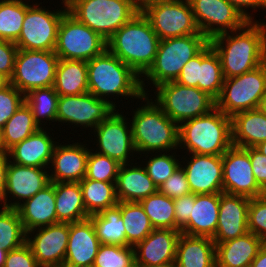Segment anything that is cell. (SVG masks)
Returning <instances> with one entry per match:
<instances>
[{"label": "cell", "instance_id": "obj_1", "mask_svg": "<svg viewBox=\"0 0 266 267\" xmlns=\"http://www.w3.org/2000/svg\"><path fill=\"white\" fill-rule=\"evenodd\" d=\"M219 55L224 78L242 75L266 61V23L248 21L241 29L209 40Z\"/></svg>", "mask_w": 266, "mask_h": 267}, {"label": "cell", "instance_id": "obj_2", "mask_svg": "<svg viewBox=\"0 0 266 267\" xmlns=\"http://www.w3.org/2000/svg\"><path fill=\"white\" fill-rule=\"evenodd\" d=\"M87 71L88 92L106 100L115 109L119 104L116 103V98L121 97V100L117 101L119 102L123 98L139 100L144 96L141 77L107 48L100 55L87 61Z\"/></svg>", "mask_w": 266, "mask_h": 267}, {"label": "cell", "instance_id": "obj_3", "mask_svg": "<svg viewBox=\"0 0 266 267\" xmlns=\"http://www.w3.org/2000/svg\"><path fill=\"white\" fill-rule=\"evenodd\" d=\"M151 96L144 94L139 101L141 106L133 109L131 115L133 142L137 154L141 155L137 159L146 153L179 151V125L163 112Z\"/></svg>", "mask_w": 266, "mask_h": 267}, {"label": "cell", "instance_id": "obj_4", "mask_svg": "<svg viewBox=\"0 0 266 267\" xmlns=\"http://www.w3.org/2000/svg\"><path fill=\"white\" fill-rule=\"evenodd\" d=\"M160 38L138 12L107 41V49L142 77L153 65Z\"/></svg>", "mask_w": 266, "mask_h": 267}, {"label": "cell", "instance_id": "obj_5", "mask_svg": "<svg viewBox=\"0 0 266 267\" xmlns=\"http://www.w3.org/2000/svg\"><path fill=\"white\" fill-rule=\"evenodd\" d=\"M179 149L187 154L223 155L232 145V120L215 108L179 124ZM188 152V153H187Z\"/></svg>", "mask_w": 266, "mask_h": 267}, {"label": "cell", "instance_id": "obj_6", "mask_svg": "<svg viewBox=\"0 0 266 267\" xmlns=\"http://www.w3.org/2000/svg\"><path fill=\"white\" fill-rule=\"evenodd\" d=\"M208 43L209 40L204 35H185L160 40L153 65L141 77L143 93L150 94L145 88L150 84L154 89L163 83L176 81L184 65Z\"/></svg>", "mask_w": 266, "mask_h": 267}, {"label": "cell", "instance_id": "obj_7", "mask_svg": "<svg viewBox=\"0 0 266 267\" xmlns=\"http://www.w3.org/2000/svg\"><path fill=\"white\" fill-rule=\"evenodd\" d=\"M68 12L106 42L138 11L131 0H65Z\"/></svg>", "mask_w": 266, "mask_h": 267}, {"label": "cell", "instance_id": "obj_8", "mask_svg": "<svg viewBox=\"0 0 266 267\" xmlns=\"http://www.w3.org/2000/svg\"><path fill=\"white\" fill-rule=\"evenodd\" d=\"M266 95V61L242 75L224 79L216 108L225 115L261 108Z\"/></svg>", "mask_w": 266, "mask_h": 267}, {"label": "cell", "instance_id": "obj_9", "mask_svg": "<svg viewBox=\"0 0 266 267\" xmlns=\"http://www.w3.org/2000/svg\"><path fill=\"white\" fill-rule=\"evenodd\" d=\"M153 101L178 125L216 108V100L197 87H188L175 81L154 88ZM157 90V91H156Z\"/></svg>", "mask_w": 266, "mask_h": 267}, {"label": "cell", "instance_id": "obj_10", "mask_svg": "<svg viewBox=\"0 0 266 267\" xmlns=\"http://www.w3.org/2000/svg\"><path fill=\"white\" fill-rule=\"evenodd\" d=\"M31 3L33 4L26 10L22 30L15 45L22 50L54 51L60 22L68 11L66 1L62 0L63 6L60 9L56 7L53 11L40 7L42 2Z\"/></svg>", "mask_w": 266, "mask_h": 267}, {"label": "cell", "instance_id": "obj_11", "mask_svg": "<svg viewBox=\"0 0 266 267\" xmlns=\"http://www.w3.org/2000/svg\"><path fill=\"white\" fill-rule=\"evenodd\" d=\"M107 48V42L68 11L59 25L55 54L59 59L89 61Z\"/></svg>", "mask_w": 266, "mask_h": 267}, {"label": "cell", "instance_id": "obj_12", "mask_svg": "<svg viewBox=\"0 0 266 267\" xmlns=\"http://www.w3.org/2000/svg\"><path fill=\"white\" fill-rule=\"evenodd\" d=\"M119 111L121 110L115 109L91 131L93 135L95 134L94 144L96 143V148L93 144L94 148L90 147V149L113 158L119 164L124 165L129 162L132 163L134 160L137 161L135 157H139V155L136 156L137 152L133 142L132 126L129 122L130 117L127 118V115L124 116L123 111L120 113Z\"/></svg>", "mask_w": 266, "mask_h": 267}, {"label": "cell", "instance_id": "obj_13", "mask_svg": "<svg viewBox=\"0 0 266 267\" xmlns=\"http://www.w3.org/2000/svg\"><path fill=\"white\" fill-rule=\"evenodd\" d=\"M58 62L54 51L18 49L9 83L24 95L34 89L52 87Z\"/></svg>", "mask_w": 266, "mask_h": 267}, {"label": "cell", "instance_id": "obj_14", "mask_svg": "<svg viewBox=\"0 0 266 267\" xmlns=\"http://www.w3.org/2000/svg\"><path fill=\"white\" fill-rule=\"evenodd\" d=\"M160 40L201 34L188 0H165L142 12Z\"/></svg>", "mask_w": 266, "mask_h": 267}, {"label": "cell", "instance_id": "obj_15", "mask_svg": "<svg viewBox=\"0 0 266 267\" xmlns=\"http://www.w3.org/2000/svg\"><path fill=\"white\" fill-rule=\"evenodd\" d=\"M115 108L106 100L99 99L92 93L86 92L80 95L59 96L56 122L73 125L75 128L95 129L105 120ZM87 128V129H86Z\"/></svg>", "mask_w": 266, "mask_h": 267}, {"label": "cell", "instance_id": "obj_16", "mask_svg": "<svg viewBox=\"0 0 266 267\" xmlns=\"http://www.w3.org/2000/svg\"><path fill=\"white\" fill-rule=\"evenodd\" d=\"M196 24L208 40L241 29L248 21L227 0H188Z\"/></svg>", "mask_w": 266, "mask_h": 267}, {"label": "cell", "instance_id": "obj_17", "mask_svg": "<svg viewBox=\"0 0 266 267\" xmlns=\"http://www.w3.org/2000/svg\"><path fill=\"white\" fill-rule=\"evenodd\" d=\"M223 192L255 198L266 194L257 184L249 153L245 148L232 145L222 155Z\"/></svg>", "mask_w": 266, "mask_h": 267}, {"label": "cell", "instance_id": "obj_18", "mask_svg": "<svg viewBox=\"0 0 266 267\" xmlns=\"http://www.w3.org/2000/svg\"><path fill=\"white\" fill-rule=\"evenodd\" d=\"M69 238V223H56L26 232L30 247L40 267H61L64 264Z\"/></svg>", "mask_w": 266, "mask_h": 267}, {"label": "cell", "instance_id": "obj_19", "mask_svg": "<svg viewBox=\"0 0 266 267\" xmlns=\"http://www.w3.org/2000/svg\"><path fill=\"white\" fill-rule=\"evenodd\" d=\"M50 183L49 169L23 166L9 161L3 204L0 206L16 209Z\"/></svg>", "mask_w": 266, "mask_h": 267}, {"label": "cell", "instance_id": "obj_20", "mask_svg": "<svg viewBox=\"0 0 266 267\" xmlns=\"http://www.w3.org/2000/svg\"><path fill=\"white\" fill-rule=\"evenodd\" d=\"M190 156V158L188 157ZM181 156L191 193L215 194L223 192L222 155L188 154ZM188 157V158H187ZM187 161V162H186ZM184 165V166H183Z\"/></svg>", "mask_w": 266, "mask_h": 267}, {"label": "cell", "instance_id": "obj_21", "mask_svg": "<svg viewBox=\"0 0 266 267\" xmlns=\"http://www.w3.org/2000/svg\"><path fill=\"white\" fill-rule=\"evenodd\" d=\"M85 144H84V143ZM57 142L49 165L51 183L80 182L86 177L89 144ZM88 145V146H87Z\"/></svg>", "mask_w": 266, "mask_h": 267}, {"label": "cell", "instance_id": "obj_22", "mask_svg": "<svg viewBox=\"0 0 266 267\" xmlns=\"http://www.w3.org/2000/svg\"><path fill=\"white\" fill-rule=\"evenodd\" d=\"M249 203L248 197L220 193L217 229L212 238L215 245L249 232L247 221Z\"/></svg>", "mask_w": 266, "mask_h": 267}, {"label": "cell", "instance_id": "obj_23", "mask_svg": "<svg viewBox=\"0 0 266 267\" xmlns=\"http://www.w3.org/2000/svg\"><path fill=\"white\" fill-rule=\"evenodd\" d=\"M180 230L153 229V231L135 247V264L155 266L176 260V246Z\"/></svg>", "mask_w": 266, "mask_h": 267}, {"label": "cell", "instance_id": "obj_24", "mask_svg": "<svg viewBox=\"0 0 266 267\" xmlns=\"http://www.w3.org/2000/svg\"><path fill=\"white\" fill-rule=\"evenodd\" d=\"M47 126L40 128L22 142L15 144L8 151L9 161L30 167L49 168L54 147L56 145L54 133L50 134ZM53 135V136H51Z\"/></svg>", "mask_w": 266, "mask_h": 267}, {"label": "cell", "instance_id": "obj_25", "mask_svg": "<svg viewBox=\"0 0 266 267\" xmlns=\"http://www.w3.org/2000/svg\"><path fill=\"white\" fill-rule=\"evenodd\" d=\"M100 246L90 218L69 223V238L63 265L93 264Z\"/></svg>", "mask_w": 266, "mask_h": 267}, {"label": "cell", "instance_id": "obj_26", "mask_svg": "<svg viewBox=\"0 0 266 267\" xmlns=\"http://www.w3.org/2000/svg\"><path fill=\"white\" fill-rule=\"evenodd\" d=\"M16 209L26 232L56 224L55 183H50Z\"/></svg>", "mask_w": 266, "mask_h": 267}, {"label": "cell", "instance_id": "obj_27", "mask_svg": "<svg viewBox=\"0 0 266 267\" xmlns=\"http://www.w3.org/2000/svg\"><path fill=\"white\" fill-rule=\"evenodd\" d=\"M140 163L132 162L120 166L115 183L118 202H140L158 191L144 165Z\"/></svg>", "mask_w": 266, "mask_h": 267}, {"label": "cell", "instance_id": "obj_28", "mask_svg": "<svg viewBox=\"0 0 266 267\" xmlns=\"http://www.w3.org/2000/svg\"><path fill=\"white\" fill-rule=\"evenodd\" d=\"M265 242L247 232L215 245L216 267H249Z\"/></svg>", "mask_w": 266, "mask_h": 267}, {"label": "cell", "instance_id": "obj_29", "mask_svg": "<svg viewBox=\"0 0 266 267\" xmlns=\"http://www.w3.org/2000/svg\"><path fill=\"white\" fill-rule=\"evenodd\" d=\"M220 193L195 194L188 223L180 230L189 236L213 238L218 223Z\"/></svg>", "mask_w": 266, "mask_h": 267}, {"label": "cell", "instance_id": "obj_30", "mask_svg": "<svg viewBox=\"0 0 266 267\" xmlns=\"http://www.w3.org/2000/svg\"><path fill=\"white\" fill-rule=\"evenodd\" d=\"M231 120L234 146L256 147L266 141V111L262 107L238 112Z\"/></svg>", "mask_w": 266, "mask_h": 267}, {"label": "cell", "instance_id": "obj_31", "mask_svg": "<svg viewBox=\"0 0 266 267\" xmlns=\"http://www.w3.org/2000/svg\"><path fill=\"white\" fill-rule=\"evenodd\" d=\"M177 267H216L212 238L180 234L176 246Z\"/></svg>", "mask_w": 266, "mask_h": 267}, {"label": "cell", "instance_id": "obj_32", "mask_svg": "<svg viewBox=\"0 0 266 267\" xmlns=\"http://www.w3.org/2000/svg\"><path fill=\"white\" fill-rule=\"evenodd\" d=\"M55 206L57 223H74L90 217L83 203L79 182H56Z\"/></svg>", "mask_w": 266, "mask_h": 267}, {"label": "cell", "instance_id": "obj_33", "mask_svg": "<svg viewBox=\"0 0 266 267\" xmlns=\"http://www.w3.org/2000/svg\"><path fill=\"white\" fill-rule=\"evenodd\" d=\"M53 87L59 96L88 92L87 61L59 59Z\"/></svg>", "mask_w": 266, "mask_h": 267}, {"label": "cell", "instance_id": "obj_34", "mask_svg": "<svg viewBox=\"0 0 266 267\" xmlns=\"http://www.w3.org/2000/svg\"><path fill=\"white\" fill-rule=\"evenodd\" d=\"M83 203L89 216L117 206L116 182H104L87 179L79 182Z\"/></svg>", "mask_w": 266, "mask_h": 267}, {"label": "cell", "instance_id": "obj_35", "mask_svg": "<svg viewBox=\"0 0 266 267\" xmlns=\"http://www.w3.org/2000/svg\"><path fill=\"white\" fill-rule=\"evenodd\" d=\"M95 227L100 244L127 246L121 210L115 206L89 217Z\"/></svg>", "mask_w": 266, "mask_h": 267}, {"label": "cell", "instance_id": "obj_36", "mask_svg": "<svg viewBox=\"0 0 266 267\" xmlns=\"http://www.w3.org/2000/svg\"><path fill=\"white\" fill-rule=\"evenodd\" d=\"M117 207L124 221L127 246L135 247L154 227L139 202H118Z\"/></svg>", "mask_w": 266, "mask_h": 267}, {"label": "cell", "instance_id": "obj_37", "mask_svg": "<svg viewBox=\"0 0 266 267\" xmlns=\"http://www.w3.org/2000/svg\"><path fill=\"white\" fill-rule=\"evenodd\" d=\"M224 79L219 55L211 44L208 43L201 50L199 89L216 100L221 93Z\"/></svg>", "mask_w": 266, "mask_h": 267}, {"label": "cell", "instance_id": "obj_38", "mask_svg": "<svg viewBox=\"0 0 266 267\" xmlns=\"http://www.w3.org/2000/svg\"><path fill=\"white\" fill-rule=\"evenodd\" d=\"M39 129L30 107L24 102L2 128L3 151L7 152Z\"/></svg>", "mask_w": 266, "mask_h": 267}, {"label": "cell", "instance_id": "obj_39", "mask_svg": "<svg viewBox=\"0 0 266 267\" xmlns=\"http://www.w3.org/2000/svg\"><path fill=\"white\" fill-rule=\"evenodd\" d=\"M30 0H0V40L15 43L22 30Z\"/></svg>", "mask_w": 266, "mask_h": 267}, {"label": "cell", "instance_id": "obj_40", "mask_svg": "<svg viewBox=\"0 0 266 267\" xmlns=\"http://www.w3.org/2000/svg\"><path fill=\"white\" fill-rule=\"evenodd\" d=\"M58 100L59 95L53 86L34 89L25 95V102L30 107L34 120L40 128H44L47 121L49 124L56 122Z\"/></svg>", "mask_w": 266, "mask_h": 267}, {"label": "cell", "instance_id": "obj_41", "mask_svg": "<svg viewBox=\"0 0 266 267\" xmlns=\"http://www.w3.org/2000/svg\"><path fill=\"white\" fill-rule=\"evenodd\" d=\"M148 216L154 229H174V199L157 191L139 202Z\"/></svg>", "mask_w": 266, "mask_h": 267}, {"label": "cell", "instance_id": "obj_42", "mask_svg": "<svg viewBox=\"0 0 266 267\" xmlns=\"http://www.w3.org/2000/svg\"><path fill=\"white\" fill-rule=\"evenodd\" d=\"M0 245L9 252L26 243V231L17 209L0 207Z\"/></svg>", "mask_w": 266, "mask_h": 267}, {"label": "cell", "instance_id": "obj_43", "mask_svg": "<svg viewBox=\"0 0 266 267\" xmlns=\"http://www.w3.org/2000/svg\"><path fill=\"white\" fill-rule=\"evenodd\" d=\"M175 151L177 152V150H174V153L171 151V154L169 152L150 153L151 155L146 153V159L144 160L147 161H143L142 159V165H145L144 168L146 169L148 176L157 187H160V185H162L180 166L181 161L179 160L181 157L180 155L178 156Z\"/></svg>", "mask_w": 266, "mask_h": 267}, {"label": "cell", "instance_id": "obj_44", "mask_svg": "<svg viewBox=\"0 0 266 267\" xmlns=\"http://www.w3.org/2000/svg\"><path fill=\"white\" fill-rule=\"evenodd\" d=\"M135 265V250L132 246L100 244L94 267H132Z\"/></svg>", "mask_w": 266, "mask_h": 267}, {"label": "cell", "instance_id": "obj_45", "mask_svg": "<svg viewBox=\"0 0 266 267\" xmlns=\"http://www.w3.org/2000/svg\"><path fill=\"white\" fill-rule=\"evenodd\" d=\"M121 164L113 158L89 149L86 178L96 181L116 182Z\"/></svg>", "mask_w": 266, "mask_h": 267}, {"label": "cell", "instance_id": "obj_46", "mask_svg": "<svg viewBox=\"0 0 266 267\" xmlns=\"http://www.w3.org/2000/svg\"><path fill=\"white\" fill-rule=\"evenodd\" d=\"M247 221L249 232L266 243V194L250 198Z\"/></svg>", "mask_w": 266, "mask_h": 267}, {"label": "cell", "instance_id": "obj_47", "mask_svg": "<svg viewBox=\"0 0 266 267\" xmlns=\"http://www.w3.org/2000/svg\"><path fill=\"white\" fill-rule=\"evenodd\" d=\"M25 102V95L8 84L0 90V128L15 114L17 109Z\"/></svg>", "mask_w": 266, "mask_h": 267}, {"label": "cell", "instance_id": "obj_48", "mask_svg": "<svg viewBox=\"0 0 266 267\" xmlns=\"http://www.w3.org/2000/svg\"><path fill=\"white\" fill-rule=\"evenodd\" d=\"M158 191L171 199L191 193L186 174L181 166L158 187Z\"/></svg>", "mask_w": 266, "mask_h": 267}, {"label": "cell", "instance_id": "obj_49", "mask_svg": "<svg viewBox=\"0 0 266 267\" xmlns=\"http://www.w3.org/2000/svg\"><path fill=\"white\" fill-rule=\"evenodd\" d=\"M3 267H40L30 247L25 243L23 246L9 251Z\"/></svg>", "mask_w": 266, "mask_h": 267}, {"label": "cell", "instance_id": "obj_50", "mask_svg": "<svg viewBox=\"0 0 266 267\" xmlns=\"http://www.w3.org/2000/svg\"><path fill=\"white\" fill-rule=\"evenodd\" d=\"M18 47L15 43L0 40V74L10 80L14 73L15 57Z\"/></svg>", "mask_w": 266, "mask_h": 267}, {"label": "cell", "instance_id": "obj_51", "mask_svg": "<svg viewBox=\"0 0 266 267\" xmlns=\"http://www.w3.org/2000/svg\"><path fill=\"white\" fill-rule=\"evenodd\" d=\"M199 66H201V51L184 65L175 82L199 89Z\"/></svg>", "mask_w": 266, "mask_h": 267}, {"label": "cell", "instance_id": "obj_52", "mask_svg": "<svg viewBox=\"0 0 266 267\" xmlns=\"http://www.w3.org/2000/svg\"><path fill=\"white\" fill-rule=\"evenodd\" d=\"M195 204V194L190 193L174 199V214L176 230H181L189 221L192 206Z\"/></svg>", "mask_w": 266, "mask_h": 267}, {"label": "cell", "instance_id": "obj_53", "mask_svg": "<svg viewBox=\"0 0 266 267\" xmlns=\"http://www.w3.org/2000/svg\"><path fill=\"white\" fill-rule=\"evenodd\" d=\"M249 153L252 172L260 188L266 193V156L255 147L245 148Z\"/></svg>", "mask_w": 266, "mask_h": 267}, {"label": "cell", "instance_id": "obj_54", "mask_svg": "<svg viewBox=\"0 0 266 267\" xmlns=\"http://www.w3.org/2000/svg\"><path fill=\"white\" fill-rule=\"evenodd\" d=\"M231 5H233L247 21H254L252 13L248 12L260 10L266 11V0H227ZM251 8V9H250Z\"/></svg>", "mask_w": 266, "mask_h": 267}, {"label": "cell", "instance_id": "obj_55", "mask_svg": "<svg viewBox=\"0 0 266 267\" xmlns=\"http://www.w3.org/2000/svg\"><path fill=\"white\" fill-rule=\"evenodd\" d=\"M9 157L7 152H0V205L3 203V196L5 193L6 173L8 167Z\"/></svg>", "mask_w": 266, "mask_h": 267}, {"label": "cell", "instance_id": "obj_56", "mask_svg": "<svg viewBox=\"0 0 266 267\" xmlns=\"http://www.w3.org/2000/svg\"><path fill=\"white\" fill-rule=\"evenodd\" d=\"M249 267H266V243L258 251L256 258L251 262Z\"/></svg>", "mask_w": 266, "mask_h": 267}, {"label": "cell", "instance_id": "obj_57", "mask_svg": "<svg viewBox=\"0 0 266 267\" xmlns=\"http://www.w3.org/2000/svg\"><path fill=\"white\" fill-rule=\"evenodd\" d=\"M165 0H131L133 7L138 12H143L148 6Z\"/></svg>", "mask_w": 266, "mask_h": 267}, {"label": "cell", "instance_id": "obj_58", "mask_svg": "<svg viewBox=\"0 0 266 267\" xmlns=\"http://www.w3.org/2000/svg\"><path fill=\"white\" fill-rule=\"evenodd\" d=\"M7 254H8V252L3 250L1 245H0V267L4 266Z\"/></svg>", "mask_w": 266, "mask_h": 267}, {"label": "cell", "instance_id": "obj_59", "mask_svg": "<svg viewBox=\"0 0 266 267\" xmlns=\"http://www.w3.org/2000/svg\"><path fill=\"white\" fill-rule=\"evenodd\" d=\"M140 267H147V266H140ZM150 267H177L176 261H171L165 264L150 266Z\"/></svg>", "mask_w": 266, "mask_h": 267}, {"label": "cell", "instance_id": "obj_60", "mask_svg": "<svg viewBox=\"0 0 266 267\" xmlns=\"http://www.w3.org/2000/svg\"><path fill=\"white\" fill-rule=\"evenodd\" d=\"M255 148L266 156V141L259 143Z\"/></svg>", "mask_w": 266, "mask_h": 267}, {"label": "cell", "instance_id": "obj_61", "mask_svg": "<svg viewBox=\"0 0 266 267\" xmlns=\"http://www.w3.org/2000/svg\"><path fill=\"white\" fill-rule=\"evenodd\" d=\"M9 84V80L0 74V90Z\"/></svg>", "mask_w": 266, "mask_h": 267}, {"label": "cell", "instance_id": "obj_62", "mask_svg": "<svg viewBox=\"0 0 266 267\" xmlns=\"http://www.w3.org/2000/svg\"><path fill=\"white\" fill-rule=\"evenodd\" d=\"M61 267H94L93 264L62 265Z\"/></svg>", "mask_w": 266, "mask_h": 267}, {"label": "cell", "instance_id": "obj_63", "mask_svg": "<svg viewBox=\"0 0 266 267\" xmlns=\"http://www.w3.org/2000/svg\"><path fill=\"white\" fill-rule=\"evenodd\" d=\"M3 151L2 129L0 128V152Z\"/></svg>", "mask_w": 266, "mask_h": 267}, {"label": "cell", "instance_id": "obj_64", "mask_svg": "<svg viewBox=\"0 0 266 267\" xmlns=\"http://www.w3.org/2000/svg\"><path fill=\"white\" fill-rule=\"evenodd\" d=\"M262 108L266 111V95L263 100Z\"/></svg>", "mask_w": 266, "mask_h": 267}]
</instances>
